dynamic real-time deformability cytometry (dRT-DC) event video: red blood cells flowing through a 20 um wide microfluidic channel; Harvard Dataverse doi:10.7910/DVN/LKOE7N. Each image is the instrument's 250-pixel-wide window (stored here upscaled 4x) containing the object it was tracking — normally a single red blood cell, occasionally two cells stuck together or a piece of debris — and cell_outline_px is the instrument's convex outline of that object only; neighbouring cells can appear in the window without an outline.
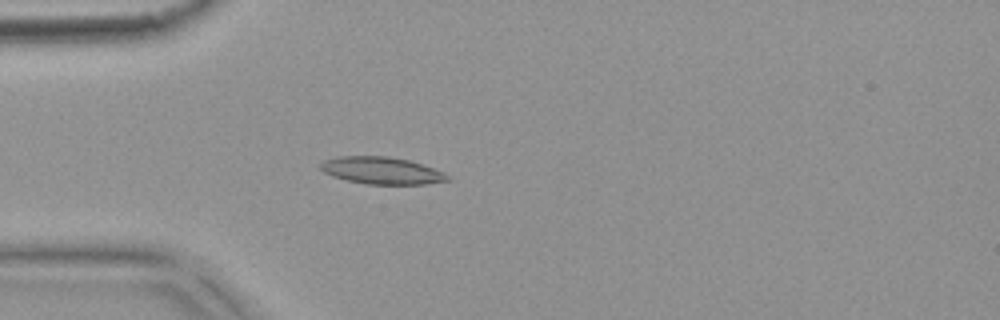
{"species": "common noctule bat (a hibernating species)", "species_latin": "Nyctalus noctula", "temperature_condition": "warm", "stored_images_in_passage": 4, "camera_frame_rate_fps": 3000, "um_per_image_px": 0.085, "animal": {"sex": "female", "body_mass_g": 18.4}, "frame": {"image": 1, "passage_image": 4, "time_ms": 1.0, "image_size_px": [1000, 320], "cell_outline_px": [[452, 176], [448, 180], [424, 184], [368, 184], [348, 180], [332, 176], [324, 172], [320, 168], [320, 164], [324, 160], [336, 156], [388, 156], [408, 160], [444, 172]], "centroid_in_image_um": [32.43, 14.49], "position_along_channel_um": 52.6, "area_um2": 19.94}}